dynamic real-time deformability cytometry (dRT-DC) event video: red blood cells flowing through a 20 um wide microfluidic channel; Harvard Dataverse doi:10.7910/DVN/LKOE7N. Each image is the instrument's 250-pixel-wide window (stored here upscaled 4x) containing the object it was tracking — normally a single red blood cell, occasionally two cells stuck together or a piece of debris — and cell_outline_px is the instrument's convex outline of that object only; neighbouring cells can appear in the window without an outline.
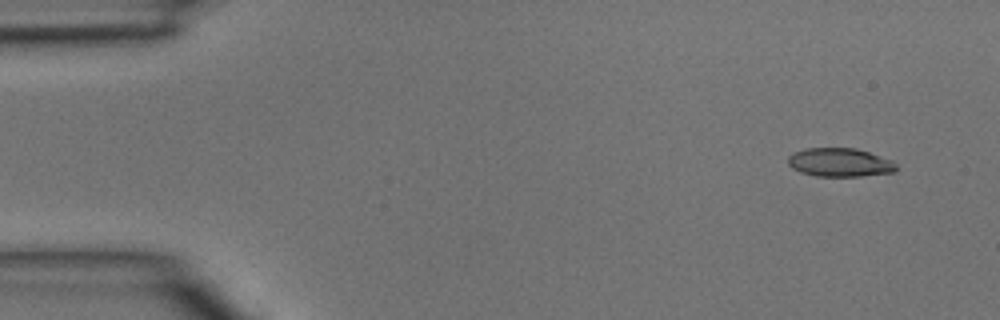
{"species": "common noctule bat (a hibernating species)", "species_latin": "Nyctalus noctula", "temperature_condition": "room temperature", "stored_images_in_passage": 4, "camera_frame_rate_fps": 3000, "um_per_image_px": 0.085, "animal": {"sex": "male", "body_mass_g": 15.6}, "frame": {"image": 1, "passage_image": 4, "time_ms": 1.0, "image_size_px": [1000, 320], "cell_outline_px": [[896, 172], [860, 176], [816, 176], [800, 172], [792, 168], [788, 164], [788, 156], [792, 152], [804, 148], [856, 148], [892, 160], [896, 164]], "centroid_in_image_um": [71.36, 13.8], "position_along_channel_um": 13.6, "area_um2": 18.15}}